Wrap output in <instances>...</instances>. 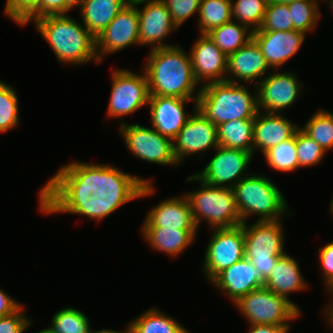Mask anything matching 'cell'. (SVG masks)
<instances>
[{"label":"cell","mask_w":333,"mask_h":333,"mask_svg":"<svg viewBox=\"0 0 333 333\" xmlns=\"http://www.w3.org/2000/svg\"><path fill=\"white\" fill-rule=\"evenodd\" d=\"M143 69L150 96L198 98L200 89L196 94L199 84L194 78L190 55L180 45L150 50Z\"/></svg>","instance_id":"1"},{"label":"cell","mask_w":333,"mask_h":333,"mask_svg":"<svg viewBox=\"0 0 333 333\" xmlns=\"http://www.w3.org/2000/svg\"><path fill=\"white\" fill-rule=\"evenodd\" d=\"M37 31L53 49L59 63L78 66L95 60L100 63L96 38L68 14L46 15L35 19Z\"/></svg>","instance_id":"2"},{"label":"cell","mask_w":333,"mask_h":333,"mask_svg":"<svg viewBox=\"0 0 333 333\" xmlns=\"http://www.w3.org/2000/svg\"><path fill=\"white\" fill-rule=\"evenodd\" d=\"M197 110L216 126L231 120L255 119L259 111L257 94L240 83H210L200 89Z\"/></svg>","instance_id":"3"},{"label":"cell","mask_w":333,"mask_h":333,"mask_svg":"<svg viewBox=\"0 0 333 333\" xmlns=\"http://www.w3.org/2000/svg\"><path fill=\"white\" fill-rule=\"evenodd\" d=\"M232 189L243 223L253 214L258 216L259 221H276L288 212L281 191L266 176L251 173Z\"/></svg>","instance_id":"4"},{"label":"cell","mask_w":333,"mask_h":333,"mask_svg":"<svg viewBox=\"0 0 333 333\" xmlns=\"http://www.w3.org/2000/svg\"><path fill=\"white\" fill-rule=\"evenodd\" d=\"M197 181L200 189L185 194L190 205L193 220L199 228L202 220L212 229L230 228L243 223L236 206L232 188L211 186L200 180L195 174L186 181Z\"/></svg>","instance_id":"5"},{"label":"cell","mask_w":333,"mask_h":333,"mask_svg":"<svg viewBox=\"0 0 333 333\" xmlns=\"http://www.w3.org/2000/svg\"><path fill=\"white\" fill-rule=\"evenodd\" d=\"M282 221H256L251 226L243 223L245 257L266 279L284 251Z\"/></svg>","instance_id":"6"},{"label":"cell","mask_w":333,"mask_h":333,"mask_svg":"<svg viewBox=\"0 0 333 333\" xmlns=\"http://www.w3.org/2000/svg\"><path fill=\"white\" fill-rule=\"evenodd\" d=\"M234 305L250 325L290 326L288 321L301 314L297 304L265 286L249 292Z\"/></svg>","instance_id":"7"},{"label":"cell","mask_w":333,"mask_h":333,"mask_svg":"<svg viewBox=\"0 0 333 333\" xmlns=\"http://www.w3.org/2000/svg\"><path fill=\"white\" fill-rule=\"evenodd\" d=\"M98 188L97 197L112 204V213L131 200L155 193L152 181L106 164H98Z\"/></svg>","instance_id":"8"},{"label":"cell","mask_w":333,"mask_h":333,"mask_svg":"<svg viewBox=\"0 0 333 333\" xmlns=\"http://www.w3.org/2000/svg\"><path fill=\"white\" fill-rule=\"evenodd\" d=\"M120 135L134 157L159 165L179 166L173 152V141L155 129L120 122Z\"/></svg>","instance_id":"9"},{"label":"cell","mask_w":333,"mask_h":333,"mask_svg":"<svg viewBox=\"0 0 333 333\" xmlns=\"http://www.w3.org/2000/svg\"><path fill=\"white\" fill-rule=\"evenodd\" d=\"M98 164L80 161L63 165L40 189L38 196L98 195Z\"/></svg>","instance_id":"10"},{"label":"cell","mask_w":333,"mask_h":333,"mask_svg":"<svg viewBox=\"0 0 333 333\" xmlns=\"http://www.w3.org/2000/svg\"><path fill=\"white\" fill-rule=\"evenodd\" d=\"M143 73L136 75L125 68H118L112 72L108 117L121 119L148 104V80L145 71Z\"/></svg>","instance_id":"11"},{"label":"cell","mask_w":333,"mask_h":333,"mask_svg":"<svg viewBox=\"0 0 333 333\" xmlns=\"http://www.w3.org/2000/svg\"><path fill=\"white\" fill-rule=\"evenodd\" d=\"M204 274L211 281L225 268L245 257L243 223L230 228H216L206 247Z\"/></svg>","instance_id":"12"},{"label":"cell","mask_w":333,"mask_h":333,"mask_svg":"<svg viewBox=\"0 0 333 333\" xmlns=\"http://www.w3.org/2000/svg\"><path fill=\"white\" fill-rule=\"evenodd\" d=\"M216 152L205 168L195 175L208 185L233 188L244 177L253 153L217 146ZM246 174V175H245Z\"/></svg>","instance_id":"13"},{"label":"cell","mask_w":333,"mask_h":333,"mask_svg":"<svg viewBox=\"0 0 333 333\" xmlns=\"http://www.w3.org/2000/svg\"><path fill=\"white\" fill-rule=\"evenodd\" d=\"M195 112L173 140V152L178 164L193 154H201L218 144L217 126L208 120L195 106Z\"/></svg>","instance_id":"14"},{"label":"cell","mask_w":333,"mask_h":333,"mask_svg":"<svg viewBox=\"0 0 333 333\" xmlns=\"http://www.w3.org/2000/svg\"><path fill=\"white\" fill-rule=\"evenodd\" d=\"M133 44L140 45L138 7L126 4L96 38L98 60L102 62L105 55L117 53Z\"/></svg>","instance_id":"15"},{"label":"cell","mask_w":333,"mask_h":333,"mask_svg":"<svg viewBox=\"0 0 333 333\" xmlns=\"http://www.w3.org/2000/svg\"><path fill=\"white\" fill-rule=\"evenodd\" d=\"M301 86H303L302 83L292 72L268 73L256 84L258 110L264 113L280 114L284 109L292 106L301 95Z\"/></svg>","instance_id":"16"},{"label":"cell","mask_w":333,"mask_h":333,"mask_svg":"<svg viewBox=\"0 0 333 333\" xmlns=\"http://www.w3.org/2000/svg\"><path fill=\"white\" fill-rule=\"evenodd\" d=\"M140 4L145 5L142 10ZM135 5L138 7L140 45L151 46V50L173 46L163 43L165 37L178 29L166 4L162 0H151Z\"/></svg>","instance_id":"17"},{"label":"cell","mask_w":333,"mask_h":333,"mask_svg":"<svg viewBox=\"0 0 333 333\" xmlns=\"http://www.w3.org/2000/svg\"><path fill=\"white\" fill-rule=\"evenodd\" d=\"M189 55L194 78L198 84L226 81L228 57L207 34H200Z\"/></svg>","instance_id":"18"},{"label":"cell","mask_w":333,"mask_h":333,"mask_svg":"<svg viewBox=\"0 0 333 333\" xmlns=\"http://www.w3.org/2000/svg\"><path fill=\"white\" fill-rule=\"evenodd\" d=\"M190 101L195 102L194 106H197V99L149 96L147 105L150 106L152 128L173 141L190 118L184 108Z\"/></svg>","instance_id":"19"},{"label":"cell","mask_w":333,"mask_h":333,"mask_svg":"<svg viewBox=\"0 0 333 333\" xmlns=\"http://www.w3.org/2000/svg\"><path fill=\"white\" fill-rule=\"evenodd\" d=\"M264 282L260 272L246 257L225 268L211 280V284L224 291L233 303L249 292L263 287Z\"/></svg>","instance_id":"20"},{"label":"cell","mask_w":333,"mask_h":333,"mask_svg":"<svg viewBox=\"0 0 333 333\" xmlns=\"http://www.w3.org/2000/svg\"><path fill=\"white\" fill-rule=\"evenodd\" d=\"M305 33L290 31H254L252 39L260 47L271 69L283 66L300 49Z\"/></svg>","instance_id":"21"},{"label":"cell","mask_w":333,"mask_h":333,"mask_svg":"<svg viewBox=\"0 0 333 333\" xmlns=\"http://www.w3.org/2000/svg\"><path fill=\"white\" fill-rule=\"evenodd\" d=\"M39 209L43 214L72 213L93 220L105 219L112 213V204L105 199L85 196H39Z\"/></svg>","instance_id":"22"},{"label":"cell","mask_w":333,"mask_h":333,"mask_svg":"<svg viewBox=\"0 0 333 333\" xmlns=\"http://www.w3.org/2000/svg\"><path fill=\"white\" fill-rule=\"evenodd\" d=\"M269 69L271 68L260 47L252 39L228 56L226 82L241 83L243 81L247 83L257 80L256 84H258L259 80L261 81L267 75ZM229 74L232 75V78Z\"/></svg>","instance_id":"23"},{"label":"cell","mask_w":333,"mask_h":333,"mask_svg":"<svg viewBox=\"0 0 333 333\" xmlns=\"http://www.w3.org/2000/svg\"><path fill=\"white\" fill-rule=\"evenodd\" d=\"M281 114L258 111L254 120L253 153L258 149L264 154L294 136L299 126Z\"/></svg>","instance_id":"24"},{"label":"cell","mask_w":333,"mask_h":333,"mask_svg":"<svg viewBox=\"0 0 333 333\" xmlns=\"http://www.w3.org/2000/svg\"><path fill=\"white\" fill-rule=\"evenodd\" d=\"M142 227L198 229L193 220L191 205L184 196L168 198L152 207Z\"/></svg>","instance_id":"25"},{"label":"cell","mask_w":333,"mask_h":333,"mask_svg":"<svg viewBox=\"0 0 333 333\" xmlns=\"http://www.w3.org/2000/svg\"><path fill=\"white\" fill-rule=\"evenodd\" d=\"M264 286L289 299L290 293L305 290L309 285L300 272L297 260L286 253L278 259L271 274L265 279Z\"/></svg>","instance_id":"26"},{"label":"cell","mask_w":333,"mask_h":333,"mask_svg":"<svg viewBox=\"0 0 333 333\" xmlns=\"http://www.w3.org/2000/svg\"><path fill=\"white\" fill-rule=\"evenodd\" d=\"M141 229L142 236L153 249L173 257L192 244L198 231V229L165 227H142Z\"/></svg>","instance_id":"27"},{"label":"cell","mask_w":333,"mask_h":333,"mask_svg":"<svg viewBox=\"0 0 333 333\" xmlns=\"http://www.w3.org/2000/svg\"><path fill=\"white\" fill-rule=\"evenodd\" d=\"M126 5L124 0H79L83 25L97 38Z\"/></svg>","instance_id":"28"},{"label":"cell","mask_w":333,"mask_h":333,"mask_svg":"<svg viewBox=\"0 0 333 333\" xmlns=\"http://www.w3.org/2000/svg\"><path fill=\"white\" fill-rule=\"evenodd\" d=\"M255 119H238L217 126L218 144L232 149L253 153Z\"/></svg>","instance_id":"29"},{"label":"cell","mask_w":333,"mask_h":333,"mask_svg":"<svg viewBox=\"0 0 333 333\" xmlns=\"http://www.w3.org/2000/svg\"><path fill=\"white\" fill-rule=\"evenodd\" d=\"M252 34L247 26L233 19L207 33L227 57L252 40Z\"/></svg>","instance_id":"30"},{"label":"cell","mask_w":333,"mask_h":333,"mask_svg":"<svg viewBox=\"0 0 333 333\" xmlns=\"http://www.w3.org/2000/svg\"><path fill=\"white\" fill-rule=\"evenodd\" d=\"M133 333H190L179 322L157 308H149L130 321Z\"/></svg>","instance_id":"31"},{"label":"cell","mask_w":333,"mask_h":333,"mask_svg":"<svg viewBox=\"0 0 333 333\" xmlns=\"http://www.w3.org/2000/svg\"><path fill=\"white\" fill-rule=\"evenodd\" d=\"M198 15V30L207 34L232 20L231 0H201Z\"/></svg>","instance_id":"32"},{"label":"cell","mask_w":333,"mask_h":333,"mask_svg":"<svg viewBox=\"0 0 333 333\" xmlns=\"http://www.w3.org/2000/svg\"><path fill=\"white\" fill-rule=\"evenodd\" d=\"M267 0H231L232 19L247 26L251 31L259 30L267 8Z\"/></svg>","instance_id":"33"},{"label":"cell","mask_w":333,"mask_h":333,"mask_svg":"<svg viewBox=\"0 0 333 333\" xmlns=\"http://www.w3.org/2000/svg\"><path fill=\"white\" fill-rule=\"evenodd\" d=\"M49 327L53 333H91L90 322L87 316L73 307H65L57 311Z\"/></svg>","instance_id":"34"},{"label":"cell","mask_w":333,"mask_h":333,"mask_svg":"<svg viewBox=\"0 0 333 333\" xmlns=\"http://www.w3.org/2000/svg\"><path fill=\"white\" fill-rule=\"evenodd\" d=\"M300 128L325 152L333 148V113L321 109L312 115L304 127Z\"/></svg>","instance_id":"35"},{"label":"cell","mask_w":333,"mask_h":333,"mask_svg":"<svg viewBox=\"0 0 333 333\" xmlns=\"http://www.w3.org/2000/svg\"><path fill=\"white\" fill-rule=\"evenodd\" d=\"M263 155L268 166L276 171L292 172L299 168L295 134L291 139L270 148Z\"/></svg>","instance_id":"36"},{"label":"cell","mask_w":333,"mask_h":333,"mask_svg":"<svg viewBox=\"0 0 333 333\" xmlns=\"http://www.w3.org/2000/svg\"><path fill=\"white\" fill-rule=\"evenodd\" d=\"M318 0L295 1L288 4L293 22V29L303 33L314 30L320 19Z\"/></svg>","instance_id":"37"},{"label":"cell","mask_w":333,"mask_h":333,"mask_svg":"<svg viewBox=\"0 0 333 333\" xmlns=\"http://www.w3.org/2000/svg\"><path fill=\"white\" fill-rule=\"evenodd\" d=\"M16 91L0 81V133L13 129L19 124V107Z\"/></svg>","instance_id":"38"},{"label":"cell","mask_w":333,"mask_h":333,"mask_svg":"<svg viewBox=\"0 0 333 333\" xmlns=\"http://www.w3.org/2000/svg\"><path fill=\"white\" fill-rule=\"evenodd\" d=\"M295 143L299 168L319 164L326 154L324 149L300 127L295 132Z\"/></svg>","instance_id":"39"},{"label":"cell","mask_w":333,"mask_h":333,"mask_svg":"<svg viewBox=\"0 0 333 333\" xmlns=\"http://www.w3.org/2000/svg\"><path fill=\"white\" fill-rule=\"evenodd\" d=\"M42 0H7L4 13L20 26L40 18Z\"/></svg>","instance_id":"40"},{"label":"cell","mask_w":333,"mask_h":333,"mask_svg":"<svg viewBox=\"0 0 333 333\" xmlns=\"http://www.w3.org/2000/svg\"><path fill=\"white\" fill-rule=\"evenodd\" d=\"M293 22L288 4L268 3L262 25L256 31H290Z\"/></svg>","instance_id":"41"},{"label":"cell","mask_w":333,"mask_h":333,"mask_svg":"<svg viewBox=\"0 0 333 333\" xmlns=\"http://www.w3.org/2000/svg\"><path fill=\"white\" fill-rule=\"evenodd\" d=\"M177 27L193 14L198 13L201 0H162Z\"/></svg>","instance_id":"42"},{"label":"cell","mask_w":333,"mask_h":333,"mask_svg":"<svg viewBox=\"0 0 333 333\" xmlns=\"http://www.w3.org/2000/svg\"><path fill=\"white\" fill-rule=\"evenodd\" d=\"M24 314L23 305L14 313L0 317V333H24L31 325Z\"/></svg>","instance_id":"43"},{"label":"cell","mask_w":333,"mask_h":333,"mask_svg":"<svg viewBox=\"0 0 333 333\" xmlns=\"http://www.w3.org/2000/svg\"><path fill=\"white\" fill-rule=\"evenodd\" d=\"M320 259L321 275L325 281V286L329 291L333 287V242H330L317 251Z\"/></svg>","instance_id":"44"},{"label":"cell","mask_w":333,"mask_h":333,"mask_svg":"<svg viewBox=\"0 0 333 333\" xmlns=\"http://www.w3.org/2000/svg\"><path fill=\"white\" fill-rule=\"evenodd\" d=\"M76 7L73 0H42L40 4V17L46 15L69 14V10Z\"/></svg>","instance_id":"45"},{"label":"cell","mask_w":333,"mask_h":333,"mask_svg":"<svg viewBox=\"0 0 333 333\" xmlns=\"http://www.w3.org/2000/svg\"><path fill=\"white\" fill-rule=\"evenodd\" d=\"M22 305L0 289V317L16 312Z\"/></svg>","instance_id":"46"},{"label":"cell","mask_w":333,"mask_h":333,"mask_svg":"<svg viewBox=\"0 0 333 333\" xmlns=\"http://www.w3.org/2000/svg\"><path fill=\"white\" fill-rule=\"evenodd\" d=\"M290 326L251 325L248 333H288Z\"/></svg>","instance_id":"47"},{"label":"cell","mask_w":333,"mask_h":333,"mask_svg":"<svg viewBox=\"0 0 333 333\" xmlns=\"http://www.w3.org/2000/svg\"><path fill=\"white\" fill-rule=\"evenodd\" d=\"M327 306H329V307L325 308V311H323V312L327 315L326 316V319H328L327 322H329V325L332 328L333 327V301L331 304H329Z\"/></svg>","instance_id":"48"},{"label":"cell","mask_w":333,"mask_h":333,"mask_svg":"<svg viewBox=\"0 0 333 333\" xmlns=\"http://www.w3.org/2000/svg\"><path fill=\"white\" fill-rule=\"evenodd\" d=\"M91 333H133V330L130 326V324L127 326L126 330L123 332H119V331H114V330H109V329H102V330H98V331H91Z\"/></svg>","instance_id":"49"},{"label":"cell","mask_w":333,"mask_h":333,"mask_svg":"<svg viewBox=\"0 0 333 333\" xmlns=\"http://www.w3.org/2000/svg\"><path fill=\"white\" fill-rule=\"evenodd\" d=\"M295 1H304V0H267V3L289 4Z\"/></svg>","instance_id":"50"},{"label":"cell","mask_w":333,"mask_h":333,"mask_svg":"<svg viewBox=\"0 0 333 333\" xmlns=\"http://www.w3.org/2000/svg\"><path fill=\"white\" fill-rule=\"evenodd\" d=\"M126 4H132V5H135V4H138V3H141V2H145V1H151V0H124Z\"/></svg>","instance_id":"51"},{"label":"cell","mask_w":333,"mask_h":333,"mask_svg":"<svg viewBox=\"0 0 333 333\" xmlns=\"http://www.w3.org/2000/svg\"><path fill=\"white\" fill-rule=\"evenodd\" d=\"M37 333H53V332H51L48 328H45V329L40 330Z\"/></svg>","instance_id":"52"},{"label":"cell","mask_w":333,"mask_h":333,"mask_svg":"<svg viewBox=\"0 0 333 333\" xmlns=\"http://www.w3.org/2000/svg\"><path fill=\"white\" fill-rule=\"evenodd\" d=\"M329 206H330V211H331V213H332V215H333V197H332V200H331Z\"/></svg>","instance_id":"53"},{"label":"cell","mask_w":333,"mask_h":333,"mask_svg":"<svg viewBox=\"0 0 333 333\" xmlns=\"http://www.w3.org/2000/svg\"><path fill=\"white\" fill-rule=\"evenodd\" d=\"M323 1H325V0H323ZM327 1H328V0H327ZM329 3H330L329 6L331 7V9H332V11H333V0H330Z\"/></svg>","instance_id":"54"},{"label":"cell","mask_w":333,"mask_h":333,"mask_svg":"<svg viewBox=\"0 0 333 333\" xmlns=\"http://www.w3.org/2000/svg\"><path fill=\"white\" fill-rule=\"evenodd\" d=\"M326 292L330 293L332 295V293H333V287L329 291H326Z\"/></svg>","instance_id":"55"}]
</instances>
